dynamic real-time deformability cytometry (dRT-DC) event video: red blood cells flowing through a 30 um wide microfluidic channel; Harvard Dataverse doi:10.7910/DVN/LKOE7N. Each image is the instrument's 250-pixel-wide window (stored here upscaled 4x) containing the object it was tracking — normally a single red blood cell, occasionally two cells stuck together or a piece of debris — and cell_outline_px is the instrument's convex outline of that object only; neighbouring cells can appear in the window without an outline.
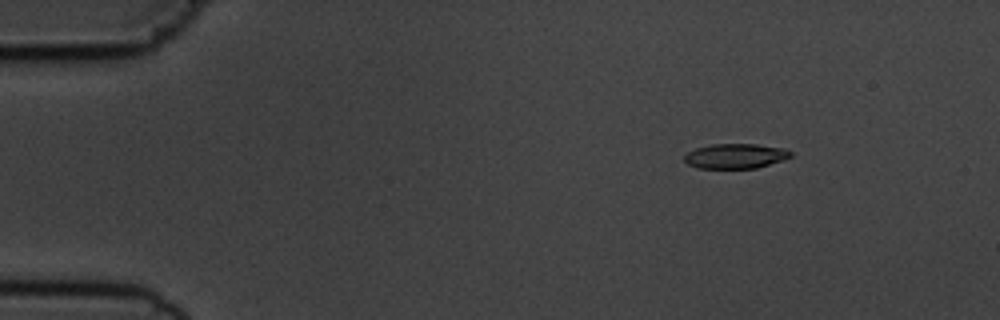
{"species": "common noctule bat (a hibernating species)", "species_latin": "Nyctalus noctula", "temperature_condition": "cold", "stored_images_in_passage": 9, "camera_frame_rate_fps": 3000, "um_per_image_px": 0.085, "animal": {"sex": "male", "body_mass_g": 19.5, "forearm_length_mm": 54.6}, "frame": {"image": 1, "passage_image": 1, "time_ms": 0.0, "image_size_px": [1000, 320], "cell_outline_px": [[792, 156], [784, 160], [756, 168], [696, 168], [688, 164], [684, 160], [684, 156], [688, 152], [696, 148], [712, 144], [756, 144], [784, 148], [792, 152]], "centroid_in_image_um": [62.53, 13.26], "position_along_channel_um": 22.5, "area_um2": 15.43}}
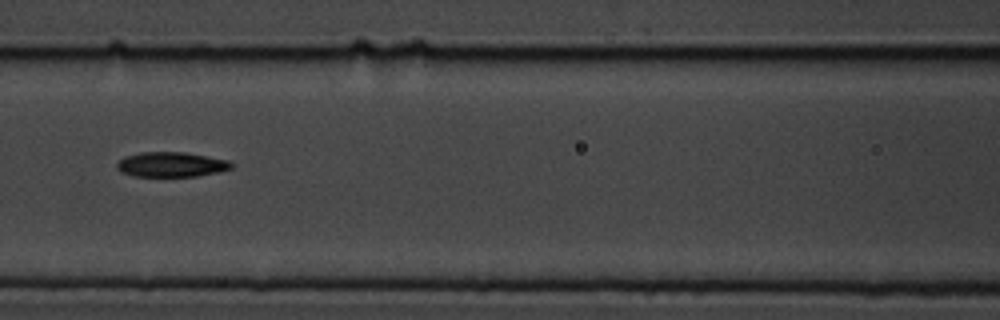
{"frame": {"image": 2, "passage_image": 6, "time_ms": 5.667, "image_size_px": [1000, 320], "cell_outline_px": [[232, 168], [220, 172], [196, 176], [132, 176], [120, 172], [116, 168], [116, 164], [124, 156], [140, 152], [184, 152], [228, 160], [232, 164]], "centroid_in_image_um": [14.52, 13.98], "position_along_channel_um": 152.1, "area_um2": 16.65}}
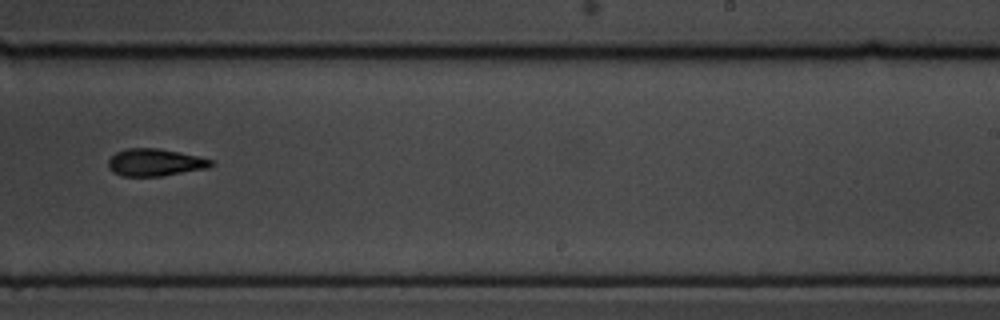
{"frame": {"image": 3, "passage_image": 9, "time_ms": 9.0, "image_size_px": [1000, 320], "cell_outline_px": [[216, 164], [208, 168], [160, 176], [120, 176], [112, 172], [108, 168], [108, 160], [116, 152], [124, 148], [156, 148], [180, 152], [200, 156], [212, 160]], "centroid_in_image_um": [13.17, 13.8], "position_along_channel_um": 275.8, "area_um2": 16.53}}